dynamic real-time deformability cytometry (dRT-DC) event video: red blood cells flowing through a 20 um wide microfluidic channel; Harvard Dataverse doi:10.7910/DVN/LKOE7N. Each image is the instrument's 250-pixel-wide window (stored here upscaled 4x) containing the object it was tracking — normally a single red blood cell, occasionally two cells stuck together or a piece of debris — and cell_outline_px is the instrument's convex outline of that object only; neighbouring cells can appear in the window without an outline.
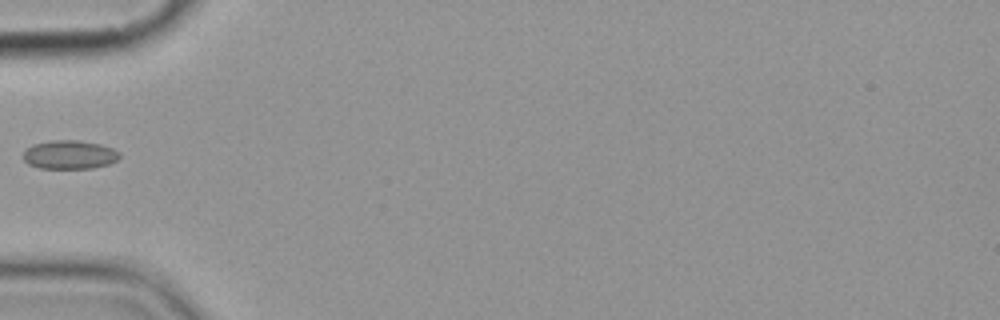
{"species": "common noctule bat (a hibernating species)", "species_latin": "Nyctalus noctula", "temperature_condition": "cold", "stored_images_in_passage": 7, "camera_frame_rate_fps": 3000, "um_per_image_px": 0.085, "animal": {"sex": "female", "body_mass_g": 19.9}, "frame": {"image": 1, "passage_image": 6, "time_ms": 6.0, "image_size_px": [1000, 320], "cell_outline_px": [[120, 156], [116, 160], [108, 164], [92, 168], [40, 168], [28, 164], [24, 160], [24, 152], [32, 144], [52, 140], [76, 140], [100, 144], [112, 148], [120, 152]], "centroid_in_image_um": [5.91, 13.14], "position_along_channel_um": 79.1, "area_um2": 16.01}}
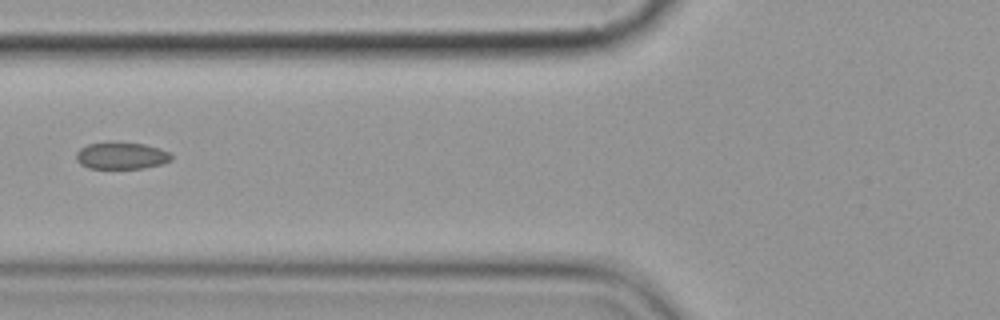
{"frame": {"image": 2, "passage_image": 7, "time_ms": 7.0, "image_size_px": [1000, 320], "cell_outline_px": [[172, 160], [164, 164], [140, 168], [88, 168], [80, 164], [76, 160], [76, 152], [80, 148], [88, 144], [112, 140], [144, 144], [160, 148], [168, 152], [172, 156]], "centroid_in_image_um": [10.3, 13.2], "position_along_channel_um": 115.5, "area_um2": 15.32}}